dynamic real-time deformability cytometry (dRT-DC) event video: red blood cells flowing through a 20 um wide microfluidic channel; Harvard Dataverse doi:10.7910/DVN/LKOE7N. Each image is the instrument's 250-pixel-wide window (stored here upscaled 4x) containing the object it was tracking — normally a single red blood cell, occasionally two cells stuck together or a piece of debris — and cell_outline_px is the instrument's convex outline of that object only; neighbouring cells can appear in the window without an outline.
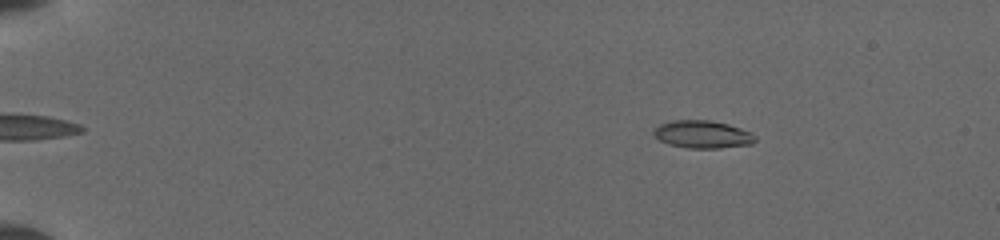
{"species": "common noctule bat (a hibernating species)", "species_latin": "Nyctalus noctula", "temperature_condition": "cold", "stored_images_in_passage": 45, "camera_frame_rate_fps": 3000, "um_per_image_px": 0.085, "animal": {"sex": "female", "body_mass_g": 19.5, "forearm_length_mm": 54.1}, "frame": {"image": 1, "passage_image": 3, "time_ms": 0.667, "image_size_px": [1000, 240], "cell_outline_px": [[756, 140], [752, 144], [720, 148], [688, 148], [668, 144], [660, 140], [652, 132], [660, 124], [672, 120], [708, 120], [728, 124], [752, 132], [756, 136]], "centroid_in_image_um": [59.74, 11.42], "position_along_channel_um": 25.3, "area_um2": 16.36}}
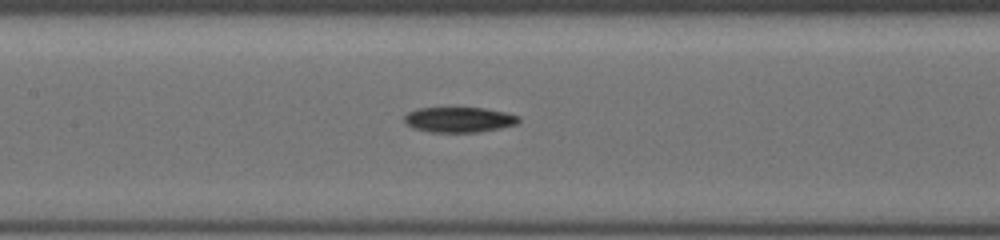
{"frame": {"image": 2, "passage_image": 21, "time_ms": 6.667, "image_size_px": [1000, 240], "cell_outline_px": [[520, 120], [516, 124], [500, 128], [476, 132], [428, 132], [412, 128], [404, 124], [404, 116], [408, 112], [416, 108], [484, 108], [504, 112], [520, 116]], "centroid_in_image_um": [38.97, 10.17], "position_along_channel_um": 168.4, "area_um2": 16.94}}
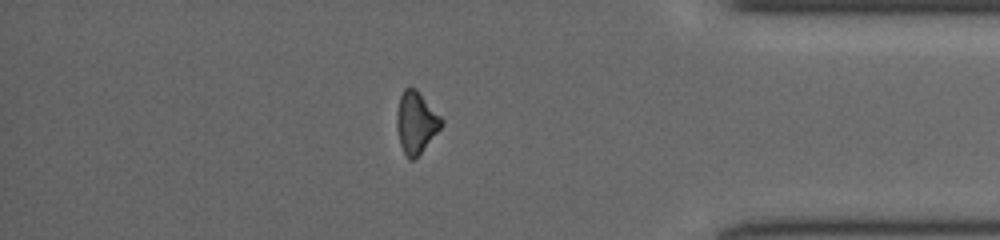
{"frame": {"image": 3, "passage_image": 39, "time_ms": 12.667, "image_size_px": [1000, 240], "cell_outline_px": [[444, 124], [420, 152], [412, 160], [408, 160], [400, 144], [396, 128], [396, 112], [400, 96], [404, 88], [416, 88], [444, 120]], "centroid_in_image_um": [35.35, 10.38], "position_along_channel_um": 399.9, "area_um2": 15.95}}